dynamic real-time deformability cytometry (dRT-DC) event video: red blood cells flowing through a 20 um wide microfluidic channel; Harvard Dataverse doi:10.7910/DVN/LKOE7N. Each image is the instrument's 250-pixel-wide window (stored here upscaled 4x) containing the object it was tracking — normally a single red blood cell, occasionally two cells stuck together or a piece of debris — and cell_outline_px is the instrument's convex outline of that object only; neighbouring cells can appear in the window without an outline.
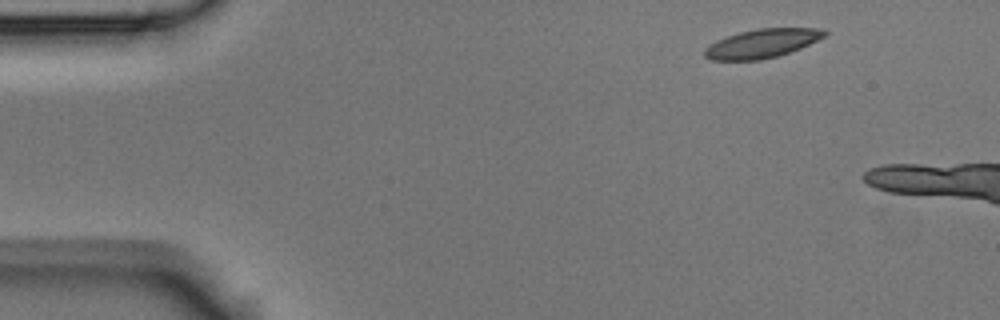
{"species": "Egyptian fruit bat (a non-hibernating species)", "species_latin": "Rousettus aegyptiacus", "temperature_condition": "room temperature", "stored_images_in_passage": 3, "camera_frame_rate_fps": 3000, "um_per_image_px": 0.085, "animal": {"sex": "male"}, "frame": {"image": 1, "passage_image": 1, "time_ms": 0.0, "image_size_px": [1000, 320], "cell_outline_px": [[828, 32], [824, 36], [800, 48], [776, 56], [760, 60], [712, 60], [704, 56], [704, 48], [716, 40], [740, 32], [756, 28], [824, 28]], "centroid_in_image_um": [64.75, 3.68], "position_along_channel_um": 20.3, "area_um2": 20.0}}